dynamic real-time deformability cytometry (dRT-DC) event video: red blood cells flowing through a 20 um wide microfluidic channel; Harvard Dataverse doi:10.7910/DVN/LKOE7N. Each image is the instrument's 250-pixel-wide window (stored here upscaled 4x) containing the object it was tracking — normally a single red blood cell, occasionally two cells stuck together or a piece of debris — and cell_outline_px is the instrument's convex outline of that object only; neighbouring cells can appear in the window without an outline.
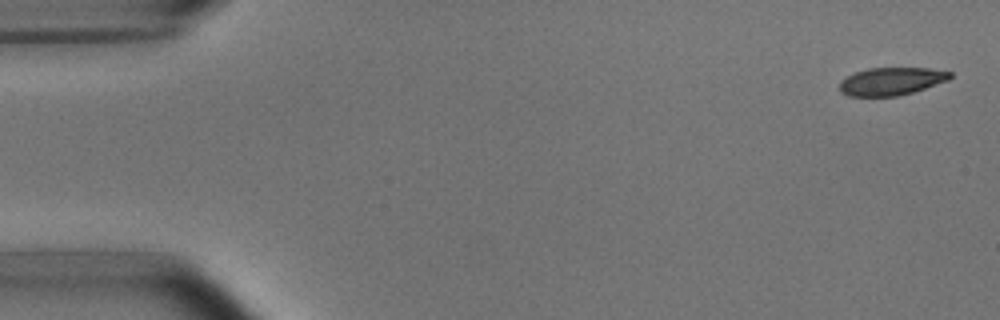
{"species": "common noctule bat (a hibernating species)", "species_latin": "Nyctalus noctula", "temperature_condition": "room temperature", "stored_images_in_passage": 5, "camera_frame_rate_fps": 3000, "um_per_image_px": 0.085, "animal": {"sex": "male", "body_mass_g": 15.6}, "frame": {"image": 1, "passage_image": 1, "time_ms": 0.0, "image_size_px": [1000, 320], "cell_outline_px": [[952, 76], [948, 80], [912, 92], [896, 96], [848, 96], [840, 92], [840, 80], [856, 72], [868, 68], [928, 68], [952, 72]], "centroid_in_image_um": [75.74, 6.91], "position_along_channel_um": 9.3, "area_um2": 17.74}}
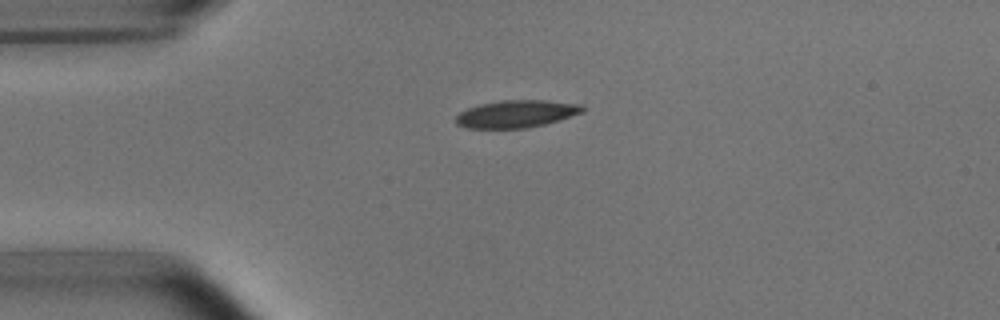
{"frame": {"image": 2, "passage_image": 4, "time_ms": 3.667, "image_size_px": [1000, 320], "cell_outline_px": [[584, 112], [544, 124], [528, 128], [468, 128], [456, 124], [456, 116], [460, 112], [468, 108], [480, 104], [500, 100], [544, 100], [584, 104]], "centroid_in_image_um": [43.9, 9.67], "position_along_channel_um": 41.1, "area_um2": 20.23}}